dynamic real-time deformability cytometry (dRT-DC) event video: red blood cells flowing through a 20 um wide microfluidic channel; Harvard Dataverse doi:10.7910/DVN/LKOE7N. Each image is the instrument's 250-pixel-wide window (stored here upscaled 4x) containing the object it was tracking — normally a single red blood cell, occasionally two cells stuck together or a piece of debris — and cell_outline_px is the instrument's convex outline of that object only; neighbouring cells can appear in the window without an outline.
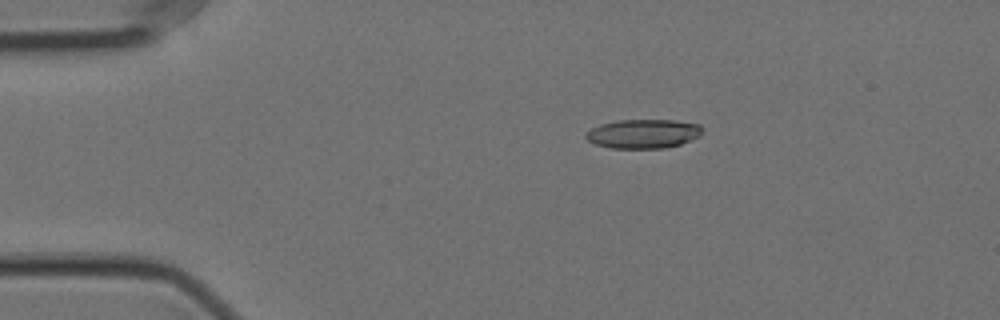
{"species": "Egyptian fruit bat (a non-hibernating species)", "species_latin": "Rousettus aegyptiacus", "temperature_condition": "cold", "stored_images_in_passage": 57, "camera_frame_rate_fps": 3000, "um_per_image_px": 0.085, "animal": {"sex": "female"}, "frame": {"image": 1, "passage_image": 11, "time_ms": 3.333, "image_size_px": [1000, 320], "cell_outline_px": [[704, 132], [700, 136], [680, 144], [664, 148], [612, 148], [596, 144], [588, 140], [584, 136], [592, 128], [600, 124], [616, 120], [672, 120], [700, 124], [704, 128]], "centroid_in_image_um": [54.72, 11.36], "position_along_channel_um": 30.3, "area_um2": 19.77}}
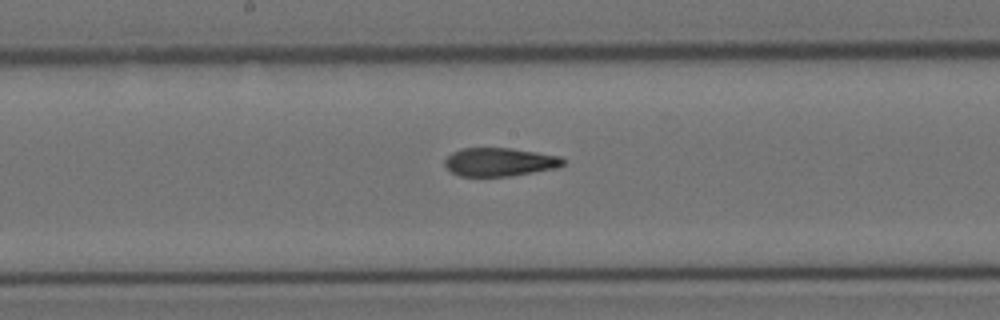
{"frame": {"image": 2, "passage_image": 30, "time_ms": 9.667, "image_size_px": [1000, 320], "cell_outline_px": [[564, 164], [560, 168], [508, 176], [460, 176], [452, 172], [444, 164], [444, 160], [452, 152], [460, 148], [512, 148], [560, 156], [564, 160]], "centroid_in_image_um": [42.48, 13.76], "position_along_channel_um": 205.7, "area_um2": 19.65}}
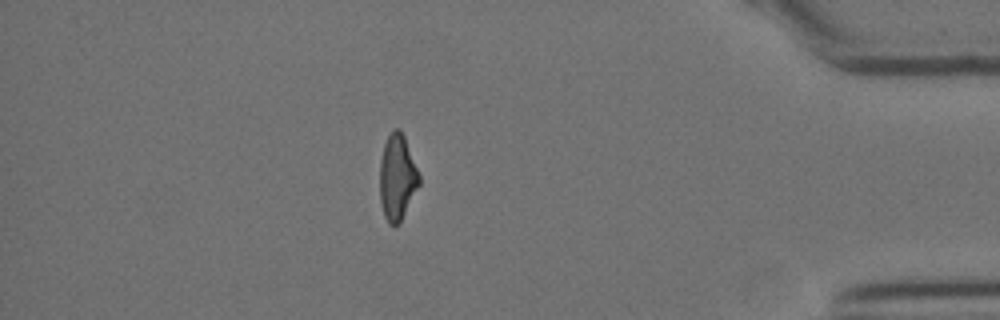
{"frame": {"image": 3, "passage_image": 50, "time_ms": 16.333, "image_size_px": [1000, 320], "cell_outline_px": [[420, 184], [400, 224], [388, 224], [384, 216], [380, 200], [380, 160], [384, 144], [388, 136], [396, 128], [400, 128], [404, 136], [420, 176]], "centroid_in_image_um": [33.77, 15.11], "position_along_channel_um": 401.4, "area_um2": 19.65}, "authors_computed_cell_mechanics": {"area_um2": 20.2878, "velocity_mm_per_s": 3.5668, "shape_relaxation_time_tau1_ms": 9.8123, "shape_relaxation_time_tau2_ms": 2.6865, "deformation_change_tau1": 0.249, "deformation_change_tau2": 0.1146}}